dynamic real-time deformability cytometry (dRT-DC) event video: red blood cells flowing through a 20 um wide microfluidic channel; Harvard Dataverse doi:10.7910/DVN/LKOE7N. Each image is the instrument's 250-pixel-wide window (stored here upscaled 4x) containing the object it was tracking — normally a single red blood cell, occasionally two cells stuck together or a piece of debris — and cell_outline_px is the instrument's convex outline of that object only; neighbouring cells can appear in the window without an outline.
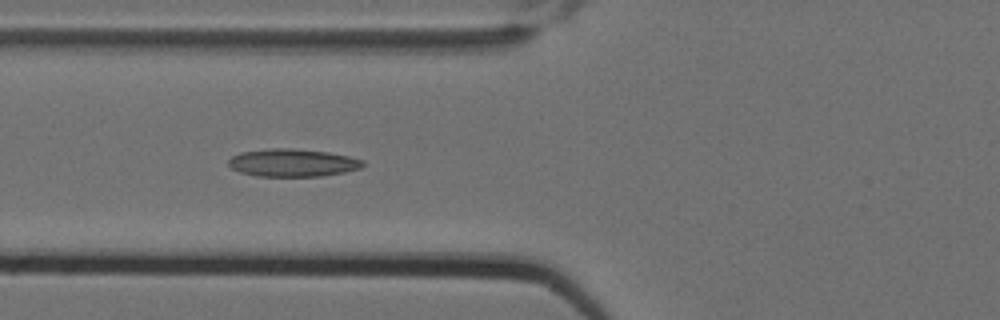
{"species": "Egyptian fruit bat (a non-hibernating species)", "species_latin": "Rousettus aegyptiacus", "temperature_condition": "cold", "stored_images_in_passage": 7, "camera_frame_rate_fps": 3000, "um_per_image_px": 0.085, "animal": {"sex": "female"}, "frame": {"image": 1, "passage_image": 6, "time_ms": 1.667, "image_size_px": [1000, 320], "cell_outline_px": [[364, 164], [360, 168], [344, 172], [320, 176], [256, 176], [240, 172], [232, 168], [228, 164], [228, 160], [232, 156], [240, 152], [268, 148], [292, 148], [328, 152], [348, 156], [364, 160]], "centroid_in_image_um": [24.85, 13.82], "position_along_channel_um": 101.0, "area_um2": 21.73}}
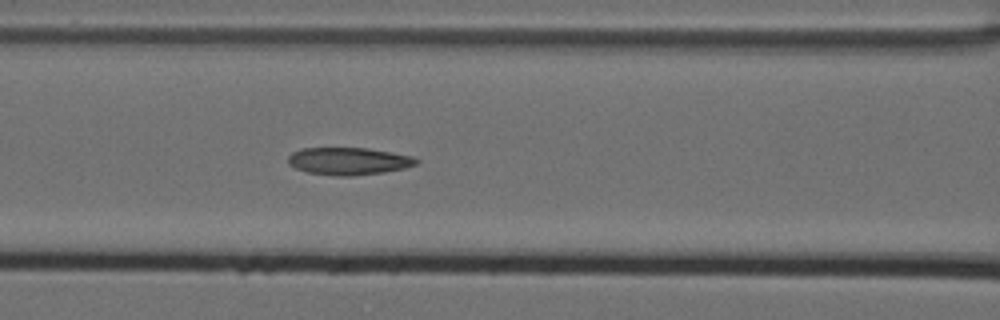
{"frame": {"image": 2, "passage_image": 7, "time_ms": 2.0, "image_size_px": [1000, 320], "cell_outline_px": [[420, 160], [416, 164], [404, 168], [384, 172], [352, 176], [336, 176], [308, 172], [296, 168], [288, 164], [288, 156], [292, 152], [300, 148], [368, 148], [392, 152], [412, 156]], "centroid_in_image_um": [29.63, 13.69], "position_along_channel_um": 137.0, "area_um2": 20.52}}